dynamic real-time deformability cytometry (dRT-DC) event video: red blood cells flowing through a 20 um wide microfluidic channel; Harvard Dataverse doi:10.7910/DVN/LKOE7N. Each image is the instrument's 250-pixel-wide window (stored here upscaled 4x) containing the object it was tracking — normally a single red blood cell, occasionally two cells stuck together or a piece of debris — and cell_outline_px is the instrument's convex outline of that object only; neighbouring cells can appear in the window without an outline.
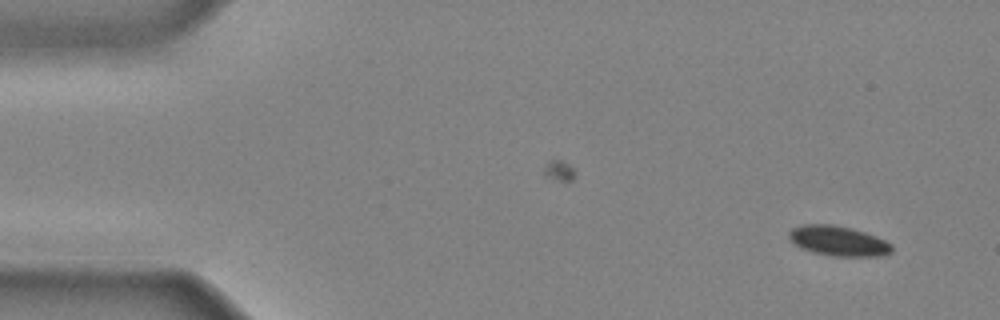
{"species": "common noctule bat (a hibernating species)", "species_latin": "Nyctalus noctula", "temperature_condition": "cold", "stored_images_in_passage": 41, "camera_frame_rate_fps": 3000, "um_per_image_px": 0.085, "animal": {"sex": "male", "body_mass_g": 20.4}, "frame": {"image": 1, "passage_image": 1, "time_ms": 0.0, "image_size_px": [1000, 320], "cell_outline_px": [[892, 252], [884, 256], [832, 256], [812, 252], [800, 248], [788, 236], [788, 232], [792, 228], [804, 224], [832, 224], [852, 228], [876, 236], [892, 244]], "centroid_in_image_um": [71.27, 20.48], "position_along_channel_um": 13.7, "area_um2": 18.03}}
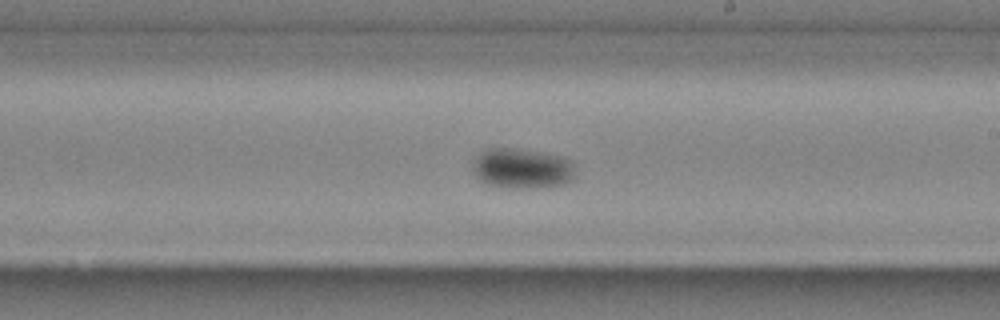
{"frame": {"image": 2, "passage_image": 24, "time_ms": 7.667, "image_size_px": [1000, 320], "cell_outline_px": [[576, 176], [572, 180], [560, 184], [532, 188], [516, 188], [488, 184], [480, 180], [476, 172], [476, 160], [480, 152], [488, 148], [512, 148], [540, 152], [564, 156], [572, 160]], "centroid_in_image_um": [44.46, 14.3], "position_along_channel_um": 244.5, "area_um2": 23.64}}
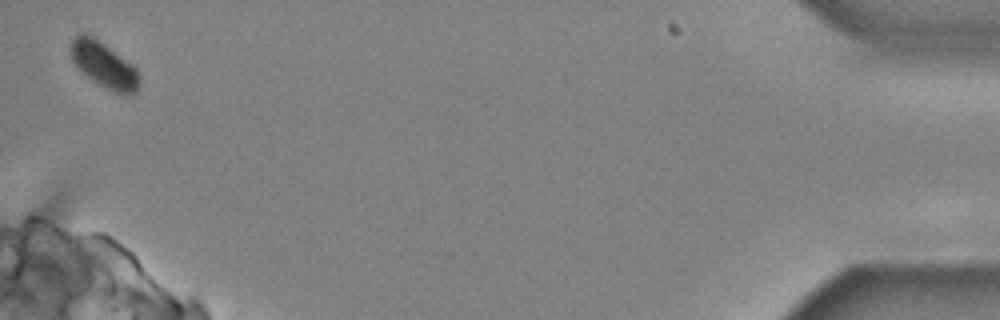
{"frame": {"image": 3, "passage_image": 41, "time_ms": 13.333, "image_size_px": [1000, 320], "cell_outline_px": [[140, 80], [136, 92], [128, 96], [116, 92], [92, 80], [80, 72], [72, 60], [72, 40], [80, 32], [92, 36], [132, 64], [136, 68], [140, 76]], "centroid_in_image_um": [8.86, 5.54], "position_along_channel_um": 426.3, "area_um2": 17.92}}